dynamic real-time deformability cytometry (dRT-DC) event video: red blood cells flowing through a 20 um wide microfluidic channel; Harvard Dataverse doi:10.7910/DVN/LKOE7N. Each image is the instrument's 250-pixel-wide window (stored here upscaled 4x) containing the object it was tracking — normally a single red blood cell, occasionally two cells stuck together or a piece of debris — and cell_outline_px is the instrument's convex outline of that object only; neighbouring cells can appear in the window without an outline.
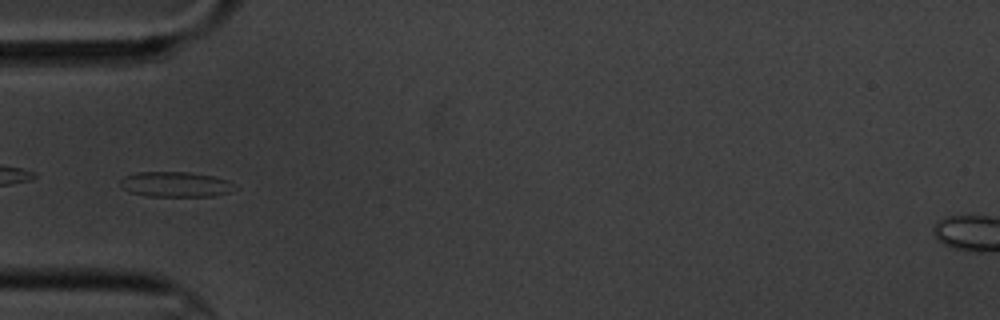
{"species": "common noctule bat (a hibernating species)", "species_latin": "Nyctalus noctula", "temperature_condition": "cold", "stored_images_in_passage": 10, "camera_frame_rate_fps": 3000, "um_per_image_px": 0.085, "animal": {"sex": "male", "body_mass_g": 20.1, "forearm_length_mm": 53.5}, "frame": {"image": 1, "passage_image": 5, "time_ms": 5.667, "image_size_px": [1000, 320], "cell_outline_px": [[240, 188], [228, 192], [212, 196], [148, 196], [128, 192], [120, 188], [120, 180], [124, 176], [136, 172], [188, 172], [212, 176], [228, 180]], "centroid_in_image_um": [14.9, 15.67], "position_along_channel_um": 70.1, "area_um2": 16.99}}
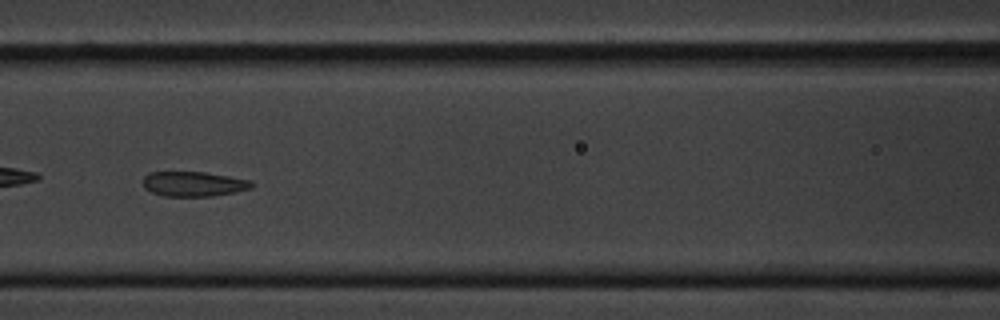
{"frame": {"image": 2, "passage_image": 7, "time_ms": 8.0, "image_size_px": [1000, 320], "cell_outline_px": [[256, 184], [252, 188], [212, 196], [164, 196], [152, 192], [144, 188], [144, 176], [148, 172], [204, 172], [252, 180]], "centroid_in_image_um": [16.48, 15.63], "position_along_channel_um": 150.1, "area_um2": 15.72}}
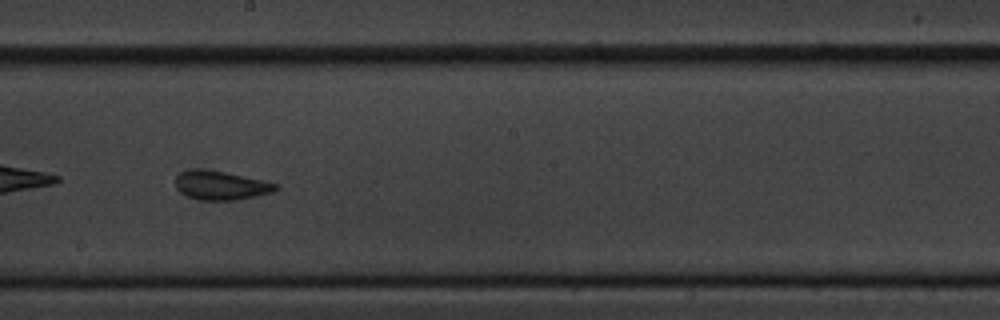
{"frame": {"image": 3, "passage_image": 9, "time_ms": 10.333, "image_size_px": [1000, 320], "cell_outline_px": [[280, 188], [272, 192], [256, 196], [236, 200], [200, 200], [188, 196], [180, 192], [176, 188], [176, 176], [180, 172], [196, 168], [200, 168], [224, 172], [260, 180], [276, 184]], "centroid_in_image_um": [18.73, 15.76], "position_along_channel_um": 229.5, "area_um2": 16.7}}